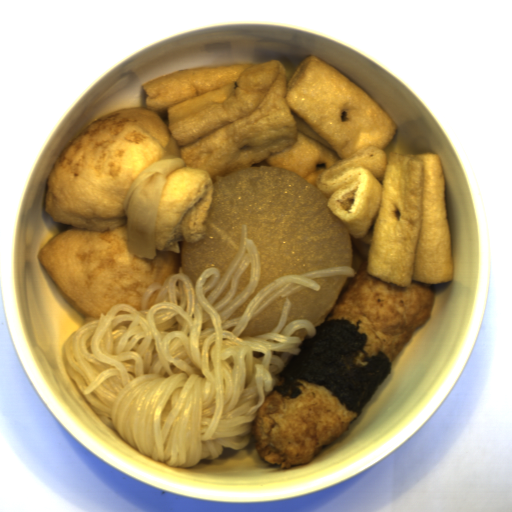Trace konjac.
Returning <instances> with one entry per match:
<instances>
[{
    "instance_id": "konjac-1",
    "label": "konjac",
    "mask_w": 512,
    "mask_h": 512,
    "mask_svg": "<svg viewBox=\"0 0 512 512\" xmlns=\"http://www.w3.org/2000/svg\"><path fill=\"white\" fill-rule=\"evenodd\" d=\"M357 276L340 265L281 276L254 294L260 251L241 225L236 253L199 274L182 266L145 290L140 307L112 305L72 332L62 360L70 380L106 425L140 453L166 465L196 468L223 448L244 449L258 410L286 365L317 328L288 321L290 295L321 286L315 279Z\"/></svg>"
}]
</instances>
